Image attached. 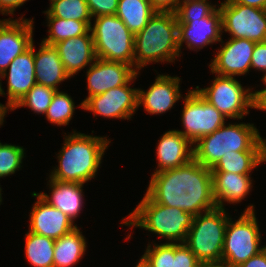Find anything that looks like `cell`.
I'll use <instances>...</instances> for the list:
<instances>
[{
  "label": "cell",
  "mask_w": 266,
  "mask_h": 267,
  "mask_svg": "<svg viewBox=\"0 0 266 267\" xmlns=\"http://www.w3.org/2000/svg\"><path fill=\"white\" fill-rule=\"evenodd\" d=\"M146 194L156 203L196 216L216 208L212 172L196 160L152 173Z\"/></svg>",
  "instance_id": "obj_1"
},
{
  "label": "cell",
  "mask_w": 266,
  "mask_h": 267,
  "mask_svg": "<svg viewBox=\"0 0 266 267\" xmlns=\"http://www.w3.org/2000/svg\"><path fill=\"white\" fill-rule=\"evenodd\" d=\"M64 134L63 146L57 153L58 165L51 170L49 178L62 182L88 183L96 177L111 141L107 136L87 135L74 129L70 134Z\"/></svg>",
  "instance_id": "obj_2"
},
{
  "label": "cell",
  "mask_w": 266,
  "mask_h": 267,
  "mask_svg": "<svg viewBox=\"0 0 266 267\" xmlns=\"http://www.w3.org/2000/svg\"><path fill=\"white\" fill-rule=\"evenodd\" d=\"M180 57L178 22L175 13L156 12L135 34L134 69L140 72L149 63H174Z\"/></svg>",
  "instance_id": "obj_3"
},
{
  "label": "cell",
  "mask_w": 266,
  "mask_h": 267,
  "mask_svg": "<svg viewBox=\"0 0 266 267\" xmlns=\"http://www.w3.org/2000/svg\"><path fill=\"white\" fill-rule=\"evenodd\" d=\"M233 151H266V139L253 123L224 124L193 144V159L212 169L223 155Z\"/></svg>",
  "instance_id": "obj_4"
},
{
  "label": "cell",
  "mask_w": 266,
  "mask_h": 267,
  "mask_svg": "<svg viewBox=\"0 0 266 267\" xmlns=\"http://www.w3.org/2000/svg\"><path fill=\"white\" fill-rule=\"evenodd\" d=\"M194 216L184 210L154 202L146 193L121 224L141 228L165 238L169 243H184Z\"/></svg>",
  "instance_id": "obj_5"
},
{
  "label": "cell",
  "mask_w": 266,
  "mask_h": 267,
  "mask_svg": "<svg viewBox=\"0 0 266 267\" xmlns=\"http://www.w3.org/2000/svg\"><path fill=\"white\" fill-rule=\"evenodd\" d=\"M229 217L227 210L218 207L194 216L184 244L200 263L222 262L224 235Z\"/></svg>",
  "instance_id": "obj_6"
},
{
  "label": "cell",
  "mask_w": 266,
  "mask_h": 267,
  "mask_svg": "<svg viewBox=\"0 0 266 267\" xmlns=\"http://www.w3.org/2000/svg\"><path fill=\"white\" fill-rule=\"evenodd\" d=\"M254 208L253 204L247 206L235 222L229 217L222 250L226 267H238L266 247L260 245L262 234Z\"/></svg>",
  "instance_id": "obj_7"
},
{
  "label": "cell",
  "mask_w": 266,
  "mask_h": 267,
  "mask_svg": "<svg viewBox=\"0 0 266 267\" xmlns=\"http://www.w3.org/2000/svg\"><path fill=\"white\" fill-rule=\"evenodd\" d=\"M90 25L98 59L124 62L134 68L135 35L116 15H102Z\"/></svg>",
  "instance_id": "obj_8"
},
{
  "label": "cell",
  "mask_w": 266,
  "mask_h": 267,
  "mask_svg": "<svg viewBox=\"0 0 266 267\" xmlns=\"http://www.w3.org/2000/svg\"><path fill=\"white\" fill-rule=\"evenodd\" d=\"M211 85L195 89L210 104L229 119H243L254 108L253 88L243 87L235 77L215 74Z\"/></svg>",
  "instance_id": "obj_9"
},
{
  "label": "cell",
  "mask_w": 266,
  "mask_h": 267,
  "mask_svg": "<svg viewBox=\"0 0 266 267\" xmlns=\"http://www.w3.org/2000/svg\"><path fill=\"white\" fill-rule=\"evenodd\" d=\"M181 113L183 134L192 144L199 138L216 131L228 119L215 106L206 101L196 89L188 90L183 98Z\"/></svg>",
  "instance_id": "obj_10"
},
{
  "label": "cell",
  "mask_w": 266,
  "mask_h": 267,
  "mask_svg": "<svg viewBox=\"0 0 266 267\" xmlns=\"http://www.w3.org/2000/svg\"><path fill=\"white\" fill-rule=\"evenodd\" d=\"M219 4L222 33L225 31L230 34L229 38H242L255 43L266 41V10L227 0Z\"/></svg>",
  "instance_id": "obj_11"
},
{
  "label": "cell",
  "mask_w": 266,
  "mask_h": 267,
  "mask_svg": "<svg viewBox=\"0 0 266 267\" xmlns=\"http://www.w3.org/2000/svg\"><path fill=\"white\" fill-rule=\"evenodd\" d=\"M137 72L125 85L110 89L105 93L89 97L83 103V110L91 111L94 117L130 120L138 107V88H132Z\"/></svg>",
  "instance_id": "obj_12"
},
{
  "label": "cell",
  "mask_w": 266,
  "mask_h": 267,
  "mask_svg": "<svg viewBox=\"0 0 266 267\" xmlns=\"http://www.w3.org/2000/svg\"><path fill=\"white\" fill-rule=\"evenodd\" d=\"M7 78V93L2 88L1 79ZM36 84L34 63V41L23 54L18 55L0 76V96H6L5 107L10 111Z\"/></svg>",
  "instance_id": "obj_13"
},
{
  "label": "cell",
  "mask_w": 266,
  "mask_h": 267,
  "mask_svg": "<svg viewBox=\"0 0 266 267\" xmlns=\"http://www.w3.org/2000/svg\"><path fill=\"white\" fill-rule=\"evenodd\" d=\"M0 19V76L33 43L34 18Z\"/></svg>",
  "instance_id": "obj_14"
},
{
  "label": "cell",
  "mask_w": 266,
  "mask_h": 267,
  "mask_svg": "<svg viewBox=\"0 0 266 267\" xmlns=\"http://www.w3.org/2000/svg\"><path fill=\"white\" fill-rule=\"evenodd\" d=\"M221 42V48L217 49V54L209 63L212 74L222 76L247 75L251 70V59L255 42L242 38H228V41Z\"/></svg>",
  "instance_id": "obj_15"
},
{
  "label": "cell",
  "mask_w": 266,
  "mask_h": 267,
  "mask_svg": "<svg viewBox=\"0 0 266 267\" xmlns=\"http://www.w3.org/2000/svg\"><path fill=\"white\" fill-rule=\"evenodd\" d=\"M136 73L127 63L97 58L86 70L88 96L82 103L91 96L125 85Z\"/></svg>",
  "instance_id": "obj_16"
},
{
  "label": "cell",
  "mask_w": 266,
  "mask_h": 267,
  "mask_svg": "<svg viewBox=\"0 0 266 267\" xmlns=\"http://www.w3.org/2000/svg\"><path fill=\"white\" fill-rule=\"evenodd\" d=\"M31 195L37 200L30 211L28 231L56 240L77 227L70 217L48 204L37 192Z\"/></svg>",
  "instance_id": "obj_17"
},
{
  "label": "cell",
  "mask_w": 266,
  "mask_h": 267,
  "mask_svg": "<svg viewBox=\"0 0 266 267\" xmlns=\"http://www.w3.org/2000/svg\"><path fill=\"white\" fill-rule=\"evenodd\" d=\"M178 22V44L198 52L200 49L222 40L221 12L217 8L210 16L194 21Z\"/></svg>",
  "instance_id": "obj_18"
},
{
  "label": "cell",
  "mask_w": 266,
  "mask_h": 267,
  "mask_svg": "<svg viewBox=\"0 0 266 267\" xmlns=\"http://www.w3.org/2000/svg\"><path fill=\"white\" fill-rule=\"evenodd\" d=\"M180 80L178 76L158 74L148 90L138 88V107L144 106V110L152 115L167 113L182 99Z\"/></svg>",
  "instance_id": "obj_19"
},
{
  "label": "cell",
  "mask_w": 266,
  "mask_h": 267,
  "mask_svg": "<svg viewBox=\"0 0 266 267\" xmlns=\"http://www.w3.org/2000/svg\"><path fill=\"white\" fill-rule=\"evenodd\" d=\"M158 141L154 173L183 166L193 159V144L176 129L166 131Z\"/></svg>",
  "instance_id": "obj_20"
},
{
  "label": "cell",
  "mask_w": 266,
  "mask_h": 267,
  "mask_svg": "<svg viewBox=\"0 0 266 267\" xmlns=\"http://www.w3.org/2000/svg\"><path fill=\"white\" fill-rule=\"evenodd\" d=\"M54 47L70 77L92 65L97 59L91 30L85 35L58 42Z\"/></svg>",
  "instance_id": "obj_21"
},
{
  "label": "cell",
  "mask_w": 266,
  "mask_h": 267,
  "mask_svg": "<svg viewBox=\"0 0 266 267\" xmlns=\"http://www.w3.org/2000/svg\"><path fill=\"white\" fill-rule=\"evenodd\" d=\"M49 195L40 192L39 196L51 206L61 210L73 222L80 216L84 201V184L77 182H62L48 178ZM51 189V190H50ZM79 215V216H78Z\"/></svg>",
  "instance_id": "obj_22"
},
{
  "label": "cell",
  "mask_w": 266,
  "mask_h": 267,
  "mask_svg": "<svg viewBox=\"0 0 266 267\" xmlns=\"http://www.w3.org/2000/svg\"><path fill=\"white\" fill-rule=\"evenodd\" d=\"M251 178V175L212 172L213 196L216 207L226 209L224 202L233 205L242 202L253 188V179L251 180Z\"/></svg>",
  "instance_id": "obj_23"
},
{
  "label": "cell",
  "mask_w": 266,
  "mask_h": 267,
  "mask_svg": "<svg viewBox=\"0 0 266 267\" xmlns=\"http://www.w3.org/2000/svg\"><path fill=\"white\" fill-rule=\"evenodd\" d=\"M36 83L59 91V83L71 77L65 71L58 50L53 45L41 42L36 51L34 46Z\"/></svg>",
  "instance_id": "obj_24"
},
{
  "label": "cell",
  "mask_w": 266,
  "mask_h": 267,
  "mask_svg": "<svg viewBox=\"0 0 266 267\" xmlns=\"http://www.w3.org/2000/svg\"><path fill=\"white\" fill-rule=\"evenodd\" d=\"M87 242L78 226L66 235L55 240L54 267H73L85 255Z\"/></svg>",
  "instance_id": "obj_25"
},
{
  "label": "cell",
  "mask_w": 266,
  "mask_h": 267,
  "mask_svg": "<svg viewBox=\"0 0 266 267\" xmlns=\"http://www.w3.org/2000/svg\"><path fill=\"white\" fill-rule=\"evenodd\" d=\"M266 162V151H233L223 155L211 172L251 175L252 170Z\"/></svg>",
  "instance_id": "obj_26"
},
{
  "label": "cell",
  "mask_w": 266,
  "mask_h": 267,
  "mask_svg": "<svg viewBox=\"0 0 266 267\" xmlns=\"http://www.w3.org/2000/svg\"><path fill=\"white\" fill-rule=\"evenodd\" d=\"M155 13L148 0H119L115 15L135 35L147 25Z\"/></svg>",
  "instance_id": "obj_27"
},
{
  "label": "cell",
  "mask_w": 266,
  "mask_h": 267,
  "mask_svg": "<svg viewBox=\"0 0 266 267\" xmlns=\"http://www.w3.org/2000/svg\"><path fill=\"white\" fill-rule=\"evenodd\" d=\"M55 240L30 231L25 234V256L33 267H54Z\"/></svg>",
  "instance_id": "obj_28"
},
{
  "label": "cell",
  "mask_w": 266,
  "mask_h": 267,
  "mask_svg": "<svg viewBox=\"0 0 266 267\" xmlns=\"http://www.w3.org/2000/svg\"><path fill=\"white\" fill-rule=\"evenodd\" d=\"M48 36L42 42L55 45L63 40L85 35L90 30L91 21L64 20L58 17L46 16Z\"/></svg>",
  "instance_id": "obj_29"
},
{
  "label": "cell",
  "mask_w": 266,
  "mask_h": 267,
  "mask_svg": "<svg viewBox=\"0 0 266 267\" xmlns=\"http://www.w3.org/2000/svg\"><path fill=\"white\" fill-rule=\"evenodd\" d=\"M76 107L83 109V103L75 106L74 100L65 91H56L45 118L53 125L66 126L71 121Z\"/></svg>",
  "instance_id": "obj_30"
},
{
  "label": "cell",
  "mask_w": 266,
  "mask_h": 267,
  "mask_svg": "<svg viewBox=\"0 0 266 267\" xmlns=\"http://www.w3.org/2000/svg\"><path fill=\"white\" fill-rule=\"evenodd\" d=\"M44 11L46 16L58 17L64 20L92 21L86 0H54Z\"/></svg>",
  "instance_id": "obj_31"
},
{
  "label": "cell",
  "mask_w": 266,
  "mask_h": 267,
  "mask_svg": "<svg viewBox=\"0 0 266 267\" xmlns=\"http://www.w3.org/2000/svg\"><path fill=\"white\" fill-rule=\"evenodd\" d=\"M56 90L36 83L27 94L10 110L28 107L36 114L45 115Z\"/></svg>",
  "instance_id": "obj_32"
},
{
  "label": "cell",
  "mask_w": 266,
  "mask_h": 267,
  "mask_svg": "<svg viewBox=\"0 0 266 267\" xmlns=\"http://www.w3.org/2000/svg\"><path fill=\"white\" fill-rule=\"evenodd\" d=\"M217 8L208 0H182L175 15L177 21H194L210 16Z\"/></svg>",
  "instance_id": "obj_33"
},
{
  "label": "cell",
  "mask_w": 266,
  "mask_h": 267,
  "mask_svg": "<svg viewBox=\"0 0 266 267\" xmlns=\"http://www.w3.org/2000/svg\"><path fill=\"white\" fill-rule=\"evenodd\" d=\"M25 149L19 145L0 142V178L15 174L21 169Z\"/></svg>",
  "instance_id": "obj_34"
},
{
  "label": "cell",
  "mask_w": 266,
  "mask_h": 267,
  "mask_svg": "<svg viewBox=\"0 0 266 267\" xmlns=\"http://www.w3.org/2000/svg\"><path fill=\"white\" fill-rule=\"evenodd\" d=\"M141 257L150 267H173V243H148Z\"/></svg>",
  "instance_id": "obj_35"
},
{
  "label": "cell",
  "mask_w": 266,
  "mask_h": 267,
  "mask_svg": "<svg viewBox=\"0 0 266 267\" xmlns=\"http://www.w3.org/2000/svg\"><path fill=\"white\" fill-rule=\"evenodd\" d=\"M200 262L184 243H173V267H197Z\"/></svg>",
  "instance_id": "obj_36"
},
{
  "label": "cell",
  "mask_w": 266,
  "mask_h": 267,
  "mask_svg": "<svg viewBox=\"0 0 266 267\" xmlns=\"http://www.w3.org/2000/svg\"><path fill=\"white\" fill-rule=\"evenodd\" d=\"M92 18L115 15L119 0H86Z\"/></svg>",
  "instance_id": "obj_37"
},
{
  "label": "cell",
  "mask_w": 266,
  "mask_h": 267,
  "mask_svg": "<svg viewBox=\"0 0 266 267\" xmlns=\"http://www.w3.org/2000/svg\"><path fill=\"white\" fill-rule=\"evenodd\" d=\"M253 68L255 71L258 70L263 73L266 71V41L255 44L251 59V70Z\"/></svg>",
  "instance_id": "obj_38"
},
{
  "label": "cell",
  "mask_w": 266,
  "mask_h": 267,
  "mask_svg": "<svg viewBox=\"0 0 266 267\" xmlns=\"http://www.w3.org/2000/svg\"><path fill=\"white\" fill-rule=\"evenodd\" d=\"M182 0H151L152 8L156 12L175 13Z\"/></svg>",
  "instance_id": "obj_39"
},
{
  "label": "cell",
  "mask_w": 266,
  "mask_h": 267,
  "mask_svg": "<svg viewBox=\"0 0 266 267\" xmlns=\"http://www.w3.org/2000/svg\"><path fill=\"white\" fill-rule=\"evenodd\" d=\"M28 0H0V13L2 15H15L14 11Z\"/></svg>",
  "instance_id": "obj_40"
},
{
  "label": "cell",
  "mask_w": 266,
  "mask_h": 267,
  "mask_svg": "<svg viewBox=\"0 0 266 267\" xmlns=\"http://www.w3.org/2000/svg\"><path fill=\"white\" fill-rule=\"evenodd\" d=\"M238 267H266V247Z\"/></svg>",
  "instance_id": "obj_41"
},
{
  "label": "cell",
  "mask_w": 266,
  "mask_h": 267,
  "mask_svg": "<svg viewBox=\"0 0 266 267\" xmlns=\"http://www.w3.org/2000/svg\"><path fill=\"white\" fill-rule=\"evenodd\" d=\"M254 108L266 111V90L253 91Z\"/></svg>",
  "instance_id": "obj_42"
},
{
  "label": "cell",
  "mask_w": 266,
  "mask_h": 267,
  "mask_svg": "<svg viewBox=\"0 0 266 267\" xmlns=\"http://www.w3.org/2000/svg\"><path fill=\"white\" fill-rule=\"evenodd\" d=\"M227 1L231 3L242 4L266 10V0H227Z\"/></svg>",
  "instance_id": "obj_43"
},
{
  "label": "cell",
  "mask_w": 266,
  "mask_h": 267,
  "mask_svg": "<svg viewBox=\"0 0 266 267\" xmlns=\"http://www.w3.org/2000/svg\"><path fill=\"white\" fill-rule=\"evenodd\" d=\"M8 112L7 108L5 107V105H3L2 103H0V126L3 125L4 123V118L6 117V113Z\"/></svg>",
  "instance_id": "obj_44"
},
{
  "label": "cell",
  "mask_w": 266,
  "mask_h": 267,
  "mask_svg": "<svg viewBox=\"0 0 266 267\" xmlns=\"http://www.w3.org/2000/svg\"><path fill=\"white\" fill-rule=\"evenodd\" d=\"M197 267H226L223 262L218 263H200Z\"/></svg>",
  "instance_id": "obj_45"
},
{
  "label": "cell",
  "mask_w": 266,
  "mask_h": 267,
  "mask_svg": "<svg viewBox=\"0 0 266 267\" xmlns=\"http://www.w3.org/2000/svg\"><path fill=\"white\" fill-rule=\"evenodd\" d=\"M135 267H150L147 262L141 257Z\"/></svg>",
  "instance_id": "obj_46"
},
{
  "label": "cell",
  "mask_w": 266,
  "mask_h": 267,
  "mask_svg": "<svg viewBox=\"0 0 266 267\" xmlns=\"http://www.w3.org/2000/svg\"><path fill=\"white\" fill-rule=\"evenodd\" d=\"M265 74L263 75V77L261 78V80L263 81V84L266 86V71L264 72ZM261 90H266V87L261 89Z\"/></svg>",
  "instance_id": "obj_47"
},
{
  "label": "cell",
  "mask_w": 266,
  "mask_h": 267,
  "mask_svg": "<svg viewBox=\"0 0 266 267\" xmlns=\"http://www.w3.org/2000/svg\"><path fill=\"white\" fill-rule=\"evenodd\" d=\"M1 192H2V188L0 187V205L2 204V201H3V200H2V194H3V193H1Z\"/></svg>",
  "instance_id": "obj_48"
}]
</instances>
